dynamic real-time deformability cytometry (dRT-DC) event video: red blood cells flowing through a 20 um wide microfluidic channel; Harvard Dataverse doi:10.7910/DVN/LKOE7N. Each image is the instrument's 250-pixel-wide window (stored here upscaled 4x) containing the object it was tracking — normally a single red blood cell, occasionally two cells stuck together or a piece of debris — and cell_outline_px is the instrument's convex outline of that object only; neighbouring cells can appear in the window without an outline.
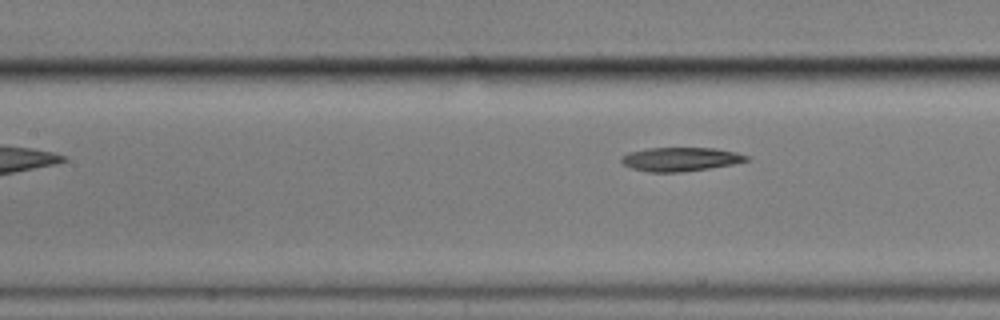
{"species": "common noctule bat (a hibernating species)", "species_latin": "Nyctalus noctula", "temperature_condition": "cold", "stored_images_in_passage": 9, "camera_frame_rate_fps": 3000, "um_per_image_px": 0.085, "animal": {"sex": "male", "body_mass_g": 17.9}, "frame": {"image": 1, "passage_image": 9, "time_ms": 10.333, "image_size_px": [1000, 320], "cell_outline_px": [[748, 160], [732, 164], [684, 172], [648, 172], [632, 168], [624, 164], [620, 160], [620, 156], [628, 152], [648, 148], [712, 148], [736, 152], [748, 156]], "centroid_in_image_um": [57.79, 13.53], "position_along_channel_um": 149.6, "area_um2": 17.28}}